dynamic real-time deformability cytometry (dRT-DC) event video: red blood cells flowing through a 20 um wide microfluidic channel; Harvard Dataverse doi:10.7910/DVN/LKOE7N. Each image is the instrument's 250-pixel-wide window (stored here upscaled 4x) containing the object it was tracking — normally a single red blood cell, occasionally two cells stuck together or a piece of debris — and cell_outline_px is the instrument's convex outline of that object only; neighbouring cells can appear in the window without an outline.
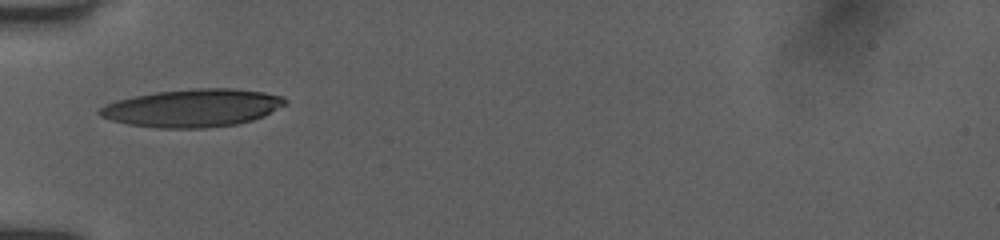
{"species": "human", "species_latin": "Homo sapiens", "temperature_condition": "room temperature", "stored_images_in_passage": 7, "camera_frame_rate_fps": 3000, "um_per_image_px": 0.085, "donor": {"sex": "female"}, "frame": {"image": 1, "passage_image": 1, "time_ms": 0.0, "image_size_px": [1000, 240], "cell_outline_px": [[288, 104], [264, 116], [252, 120], [236, 124], [204, 128], [156, 128], [128, 124], [112, 120], [100, 116], [96, 112], [104, 104], [116, 100], [156, 92], [196, 88], [232, 88], [264, 92], [284, 96], [288, 100]], "centroid_in_image_um": [16.4, 9.18], "position_along_channel_um": 68.6, "area_um2": 41.1}}
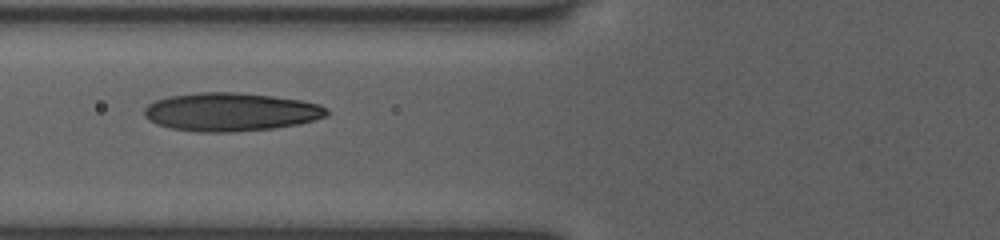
{"frame": {"image": 2, "passage_image": 4, "time_ms": 1.0, "image_size_px": [1000, 240], "cell_outline_px": [[328, 116], [296, 124], [272, 128], [236, 132], [196, 132], [172, 128], [156, 124], [148, 120], [144, 116], [144, 108], [148, 104], [156, 100], [168, 96], [200, 92], [236, 92], [272, 96], [300, 100], [320, 104], [328, 108]], "centroid_in_image_um": [19.59, 9.51], "position_along_channel_um": 106.2, "area_um2": 40.86}}